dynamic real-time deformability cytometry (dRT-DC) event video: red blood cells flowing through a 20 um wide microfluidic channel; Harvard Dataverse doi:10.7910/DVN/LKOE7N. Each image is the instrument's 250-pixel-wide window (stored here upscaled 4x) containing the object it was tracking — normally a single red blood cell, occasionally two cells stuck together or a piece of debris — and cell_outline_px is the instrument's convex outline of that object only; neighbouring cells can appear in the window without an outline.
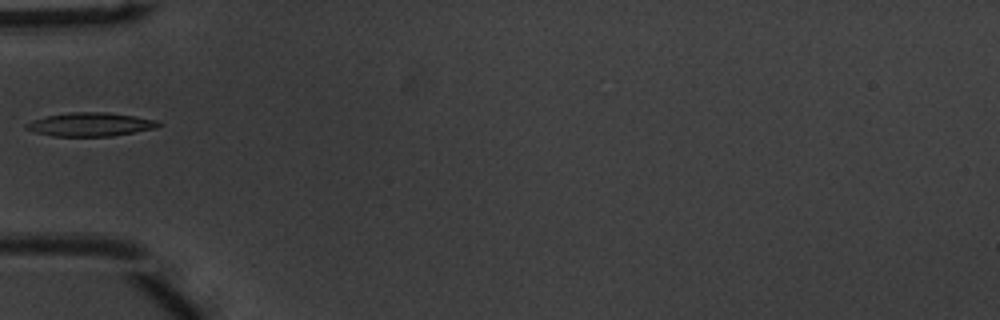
{"species": "common noctule bat (a hibernating species)", "species_latin": "Nyctalus noctula", "temperature_condition": "warm", "stored_images_in_passage": 29, "camera_frame_rate_fps": 3000, "um_per_image_px": 0.085, "animal": {"sex": "male", "body_mass_g": 20.1, "forearm_length_mm": 53.5}, "frame": {"image": 1, "passage_image": 1, "time_ms": 0.0, "image_size_px": [1000, 320], "cell_outline_px": [[164, 124], [156, 128], [136, 132], [112, 136], [52, 136], [36, 132], [24, 128], [24, 124], [32, 120], [48, 116], [72, 112], [108, 112], [156, 120]], "centroid_in_image_um": [7.7, 10.58], "position_along_channel_um": 77.3, "area_um2": 18.15}}
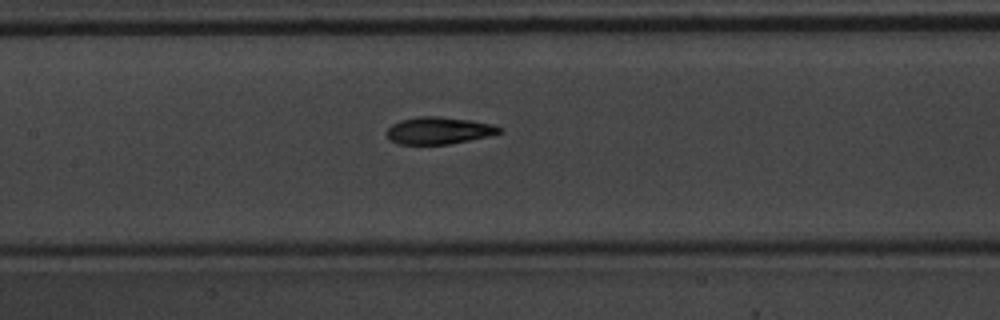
{"frame": {"image": 2, "passage_image": 8, "time_ms": 2.333, "image_size_px": [1000, 320], "cell_outline_px": [[504, 132], [488, 136], [448, 144], [400, 144], [388, 140], [388, 128], [392, 124], [400, 120], [416, 116], [436, 116], [472, 120], [492, 124], [504, 128]], "centroid_in_image_um": [37.32, 11.09], "position_along_channel_um": 170.1, "area_um2": 17.86}}
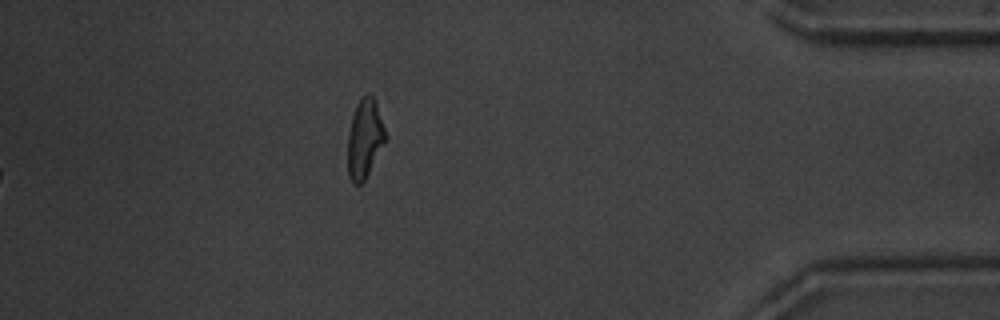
{"frame": {"image": 3, "passage_image": 29, "time_ms": 9.333, "image_size_px": [1000, 320], "cell_outline_px": [[388, 136], [384, 144], [364, 180], [360, 184], [352, 184], [348, 176], [348, 132], [352, 116], [356, 104], [368, 92], [376, 100]], "centroid_in_image_um": [31.01, 11.76], "position_along_channel_um": 404.2, "area_um2": 17.51}}